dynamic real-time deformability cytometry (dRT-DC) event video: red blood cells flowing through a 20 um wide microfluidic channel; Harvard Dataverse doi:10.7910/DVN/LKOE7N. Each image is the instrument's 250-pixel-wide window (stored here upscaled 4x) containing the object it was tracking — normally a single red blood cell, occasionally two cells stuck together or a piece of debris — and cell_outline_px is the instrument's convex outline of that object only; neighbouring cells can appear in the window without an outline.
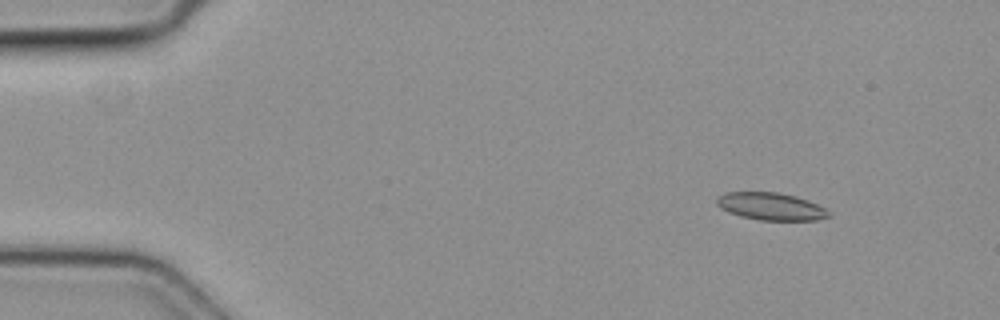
{"species": "common noctule bat (a hibernating species)", "species_latin": "Nyctalus noctula", "temperature_condition": "cold", "stored_images_in_passage": 7, "camera_frame_rate_fps": 3000, "um_per_image_px": 0.085, "animal": {"sex": "female", "body_mass_g": 19.3, "forearm_length_mm": 54.1}, "frame": {"image": 1, "passage_image": 2, "time_ms": 0.333, "image_size_px": [1000, 320], "cell_outline_px": [[832, 216], [816, 220], [760, 220], [740, 216], [728, 212], [720, 208], [716, 204], [716, 196], [724, 192], [776, 192], [796, 196], [816, 204], [824, 208]], "centroid_in_image_um": [65.47, 17.54], "position_along_channel_um": 19.5, "area_um2": 17.92}}
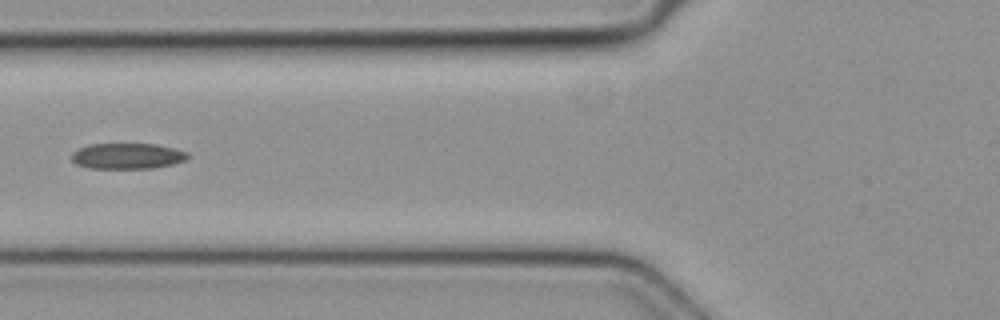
{"frame": {"image": 2, "passage_image": 6, "time_ms": 1.667, "image_size_px": [1000, 320], "cell_outline_px": [[188, 156], [184, 160], [172, 164], [152, 168], [88, 168], [76, 164], [72, 160], [72, 152], [80, 148], [92, 144], [156, 144], [188, 152]], "centroid_in_image_um": [10.8, 13.26], "position_along_channel_um": 115.0, "area_um2": 17.22}}
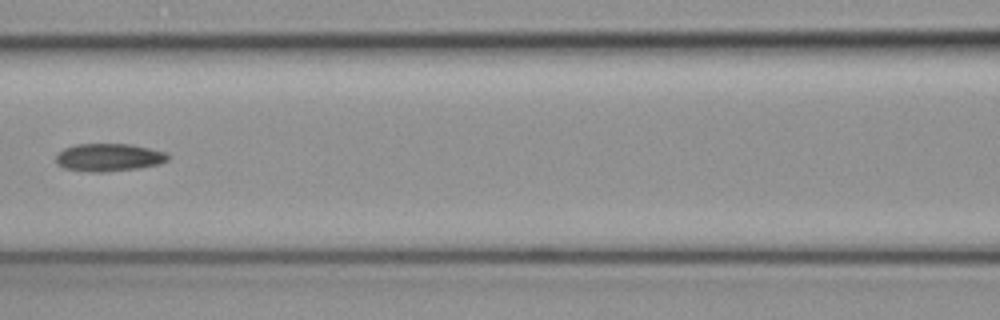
{"frame": {"image": 3, "passage_image": 7, "time_ms": 2.0, "image_size_px": [1000, 320], "cell_outline_px": [[168, 160], [160, 164], [140, 168], [104, 172], [88, 172], [64, 168], [56, 164], [56, 156], [64, 148], [76, 144], [132, 144], [168, 152]], "centroid_in_image_um": [9.27, 13.38], "position_along_channel_um": 157.3, "area_um2": 18.32}}